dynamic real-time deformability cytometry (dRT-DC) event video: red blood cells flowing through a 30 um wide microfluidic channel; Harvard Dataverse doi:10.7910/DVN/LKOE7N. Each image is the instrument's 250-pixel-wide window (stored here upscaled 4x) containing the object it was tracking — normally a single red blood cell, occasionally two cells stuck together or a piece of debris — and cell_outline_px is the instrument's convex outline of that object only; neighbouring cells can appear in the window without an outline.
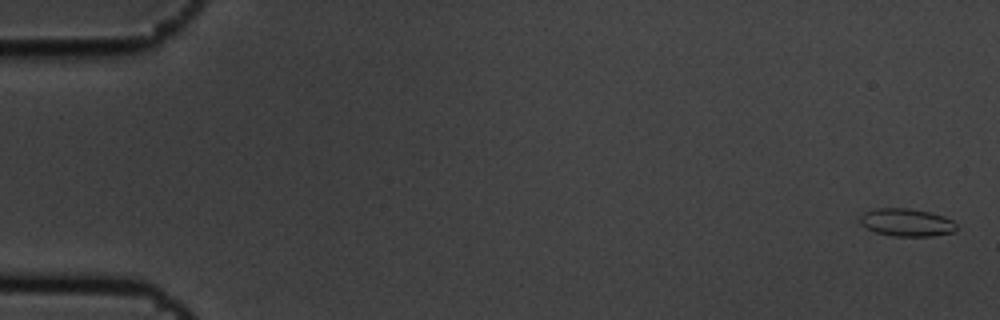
{"species": "common noctule bat (a hibernating species)", "species_latin": "Nyctalus noctula", "temperature_condition": "cold", "stored_images_in_passage": 5, "camera_frame_rate_fps": 3000, "um_per_image_px": 0.085, "animal": {"sex": "male", "body_mass_g": 19.5, "forearm_length_mm": 54.6}, "frame": {"image": 1, "passage_image": 1, "time_ms": 0.0, "image_size_px": [1000, 320], "cell_outline_px": [[956, 228], [952, 232], [932, 236], [892, 236], [876, 232], [864, 228], [860, 224], [860, 216], [864, 212], [876, 208], [908, 208], [928, 212], [944, 216], [952, 220], [956, 224]], "centroid_in_image_um": [77.02, 18.91], "position_along_channel_um": 8.0, "area_um2": 15.61}}